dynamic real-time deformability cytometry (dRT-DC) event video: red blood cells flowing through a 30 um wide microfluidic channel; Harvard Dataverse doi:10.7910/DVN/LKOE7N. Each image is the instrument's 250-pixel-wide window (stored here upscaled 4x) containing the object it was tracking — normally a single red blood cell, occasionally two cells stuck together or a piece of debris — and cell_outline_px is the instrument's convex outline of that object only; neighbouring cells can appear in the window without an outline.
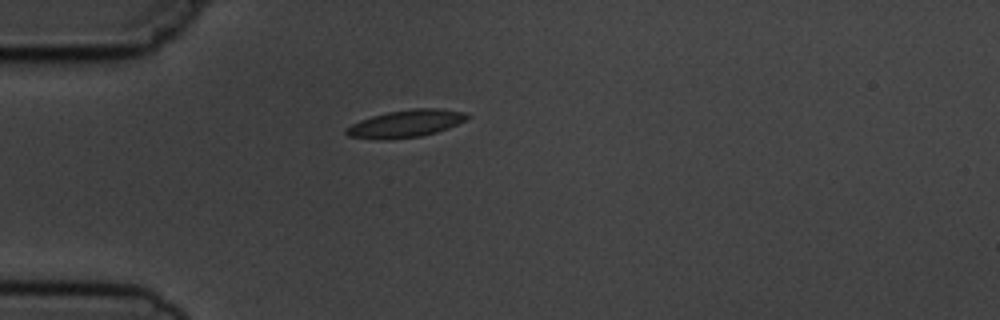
{"species": "common noctule bat (a hibernating species)", "species_latin": "Nyctalus noctula", "temperature_condition": "cold", "stored_images_in_passage": 1, "camera_frame_rate_fps": 3000, "um_per_image_px": 0.085, "animal": {"sex": "male", "body_mass_g": 19.5, "forearm_length_mm": 54.6}, "frame": {"image": 1, "passage_image": 1, "time_ms": 0.0, "image_size_px": [1000, 320], "cell_outline_px": [[468, 116], [464, 120], [448, 128], [436, 132], [420, 136], [348, 136], [344, 132], [344, 128], [360, 120], [372, 116], [388, 112], [412, 108], [440, 108], [468, 112]], "centroid_in_image_um": [34.57, 10.43], "position_along_channel_um": 50.4, "area_um2": 18.21}}